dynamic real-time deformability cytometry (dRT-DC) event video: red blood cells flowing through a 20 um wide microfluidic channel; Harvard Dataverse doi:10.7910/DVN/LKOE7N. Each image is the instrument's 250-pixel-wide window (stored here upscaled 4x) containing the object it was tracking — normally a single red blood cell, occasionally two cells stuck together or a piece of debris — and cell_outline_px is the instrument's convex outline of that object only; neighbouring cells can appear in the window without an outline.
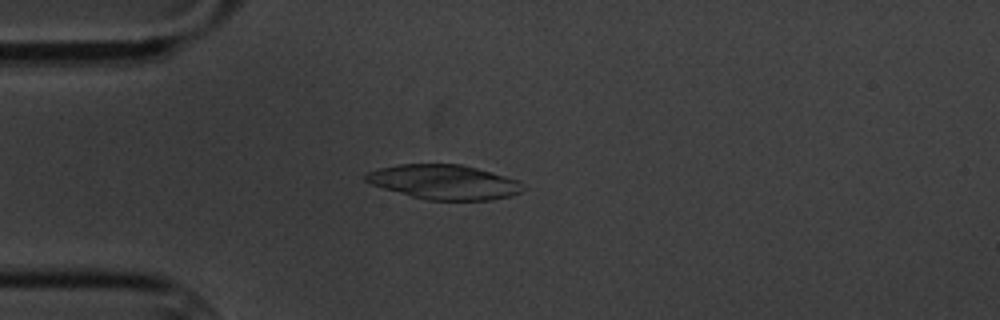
{"species": "common noctule bat (a hibernating species)", "species_latin": "Nyctalus noctula", "temperature_condition": "cold", "stored_images_in_passage": 2, "camera_frame_rate_fps": 3000, "um_per_image_px": 0.085, "animal": {"sex": "male", "body_mass_g": 20.1, "forearm_length_mm": 53.5}, "frame": {"image": 1, "passage_image": 2, "time_ms": 1.0, "image_size_px": [1000, 320], "cell_outline_px": [[524, 188], [520, 192], [512, 196], [488, 200], [428, 200], [412, 196], [384, 188], [372, 184], [364, 180], [364, 176], [368, 172], [380, 168], [400, 164], [460, 164], [476, 168], [504, 176], [516, 180]], "centroid_in_image_um": [37.74, 15.47], "position_along_channel_um": 47.3, "area_um2": 31.21}}